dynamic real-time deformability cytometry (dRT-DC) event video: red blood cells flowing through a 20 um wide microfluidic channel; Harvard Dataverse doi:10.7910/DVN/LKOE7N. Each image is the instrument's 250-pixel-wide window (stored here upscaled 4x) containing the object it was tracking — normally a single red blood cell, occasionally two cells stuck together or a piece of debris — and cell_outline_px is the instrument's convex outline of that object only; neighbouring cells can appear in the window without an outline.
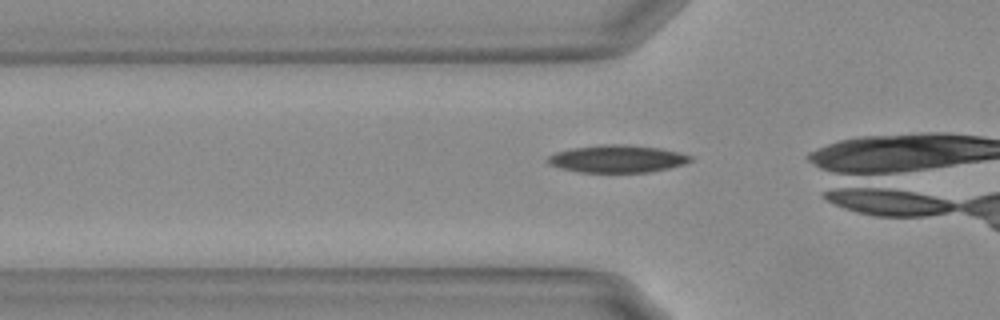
{"species": "Egyptian fruit bat (a non-hibernating species)", "species_latin": "Rousettus aegyptiacus", "temperature_condition": "warm", "stored_images_in_passage": 7, "camera_frame_rate_fps": 3000, "um_per_image_px": 0.085, "animal": {"sex": "female"}, "frame": {"image": 1, "passage_image": 4, "time_ms": 1.0, "image_size_px": [1000, 320], "cell_outline_px": [[692, 160], [684, 164], [668, 168], [648, 172], [580, 172], [560, 168], [548, 164], [548, 156], [556, 152], [572, 148], [600, 144], [628, 144], [660, 148], [680, 152], [692, 156]], "centroid_in_image_um": [52.47, 13.49], "position_along_channel_um": 73.3, "area_um2": 22.89}}